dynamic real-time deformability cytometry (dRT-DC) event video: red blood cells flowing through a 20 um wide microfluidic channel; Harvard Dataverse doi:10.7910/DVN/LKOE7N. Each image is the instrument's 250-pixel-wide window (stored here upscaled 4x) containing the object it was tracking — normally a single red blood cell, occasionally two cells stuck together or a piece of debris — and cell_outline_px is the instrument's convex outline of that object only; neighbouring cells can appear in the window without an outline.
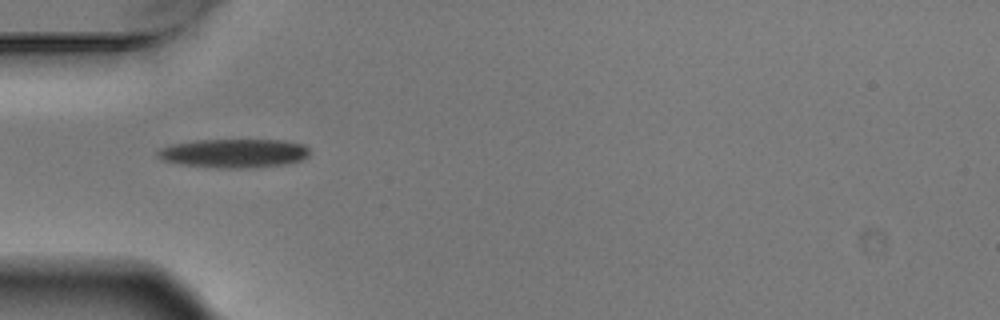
{"species": "Egyptian fruit bat (a non-hibernating species)", "species_latin": "Rousettus aegyptiacus", "temperature_condition": "warm", "stored_images_in_passage": 7, "camera_frame_rate_fps": 3000, "um_per_image_px": 0.085, "animal": {"sex": "male"}, "frame": {"image": 1, "passage_image": 1, "time_ms": 0.0, "image_size_px": [1000, 320], "cell_outline_px": [[308, 156], [300, 160], [284, 164], [244, 168], [220, 168], [184, 164], [160, 160], [156, 156], [156, 152], [160, 148], [172, 144], [196, 140], [280, 140], [304, 144], [308, 148]], "centroid_in_image_um": [19.84, 13.02], "position_along_channel_um": 65.2, "area_um2": 25.37}}
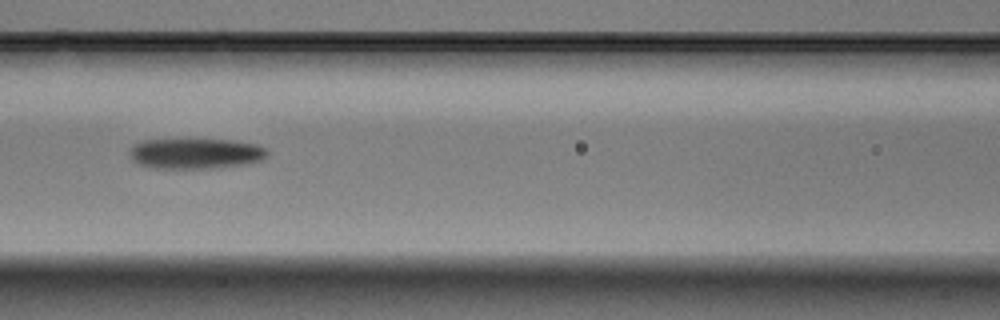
{"frame": {"image": 2, "passage_image": 3, "time_ms": 0.667, "image_size_px": [1000, 320], "cell_outline_px": [[268, 156], [260, 160], [248, 164], [212, 168], [152, 168], [136, 164], [128, 156], [128, 152], [132, 144], [144, 140], [232, 140], [256, 144], [264, 148], [268, 152]], "centroid_in_image_um": [16.57, 13.06], "position_along_channel_um": 150.0, "area_um2": 24.62}}
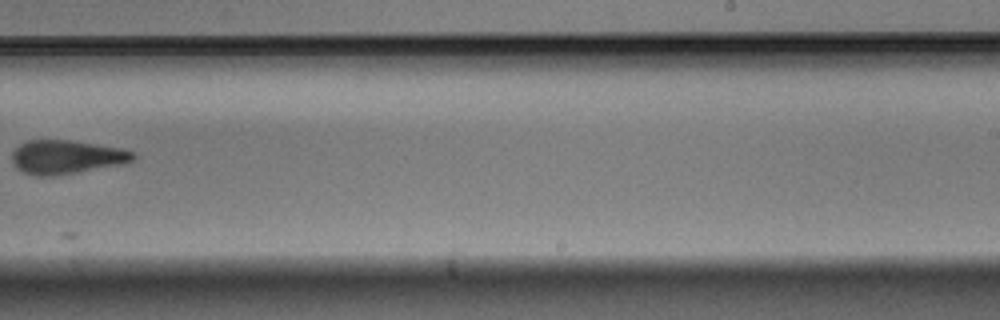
{"frame": {"image": 3, "passage_image": 6, "time_ms": 1.667, "image_size_px": [1000, 320], "cell_outline_px": [[136, 156], [132, 160], [120, 164], [52, 176], [36, 176], [24, 172], [16, 168], [12, 164], [12, 152], [20, 144], [28, 140], [72, 140], [120, 148], [136, 152]], "centroid_in_image_um": [5.6, 13.33], "position_along_channel_um": 283.4, "area_um2": 23.64}}